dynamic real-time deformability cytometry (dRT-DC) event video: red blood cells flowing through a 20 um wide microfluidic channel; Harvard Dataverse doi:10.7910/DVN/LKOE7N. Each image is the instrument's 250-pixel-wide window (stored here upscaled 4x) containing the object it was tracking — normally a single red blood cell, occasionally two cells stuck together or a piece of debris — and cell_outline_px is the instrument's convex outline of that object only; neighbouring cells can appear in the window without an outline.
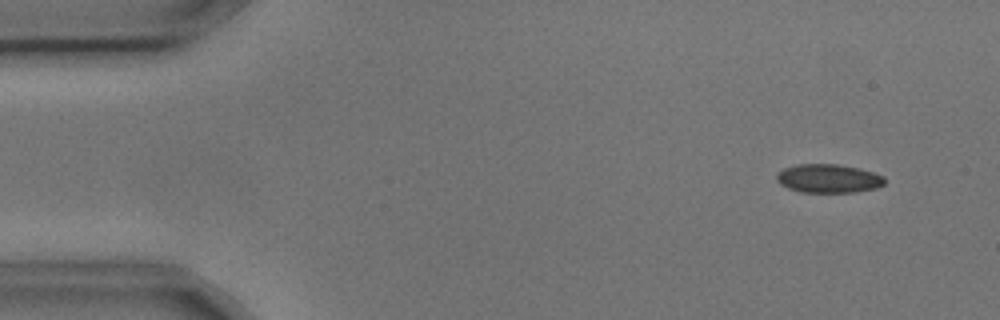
{"species": "common noctule bat (a hibernating species)", "species_latin": "Nyctalus noctula", "temperature_condition": "cold", "stored_images_in_passage": 5, "camera_frame_rate_fps": 3000, "um_per_image_px": 0.085, "animal": {"sex": "male", "body_mass_g": 17.9, "forearm_length_mm": 54.2}, "frame": {"image": 1, "passage_image": 2, "time_ms": 0.333, "image_size_px": [1000, 320], "cell_outline_px": [[884, 184], [876, 188], [856, 192], [800, 192], [788, 188], [780, 184], [776, 180], [776, 172], [784, 168], [796, 164], [836, 164], [860, 168], [884, 176]], "centroid_in_image_um": [70.39, 15.17], "position_along_channel_um": 14.6, "area_um2": 18.15}}